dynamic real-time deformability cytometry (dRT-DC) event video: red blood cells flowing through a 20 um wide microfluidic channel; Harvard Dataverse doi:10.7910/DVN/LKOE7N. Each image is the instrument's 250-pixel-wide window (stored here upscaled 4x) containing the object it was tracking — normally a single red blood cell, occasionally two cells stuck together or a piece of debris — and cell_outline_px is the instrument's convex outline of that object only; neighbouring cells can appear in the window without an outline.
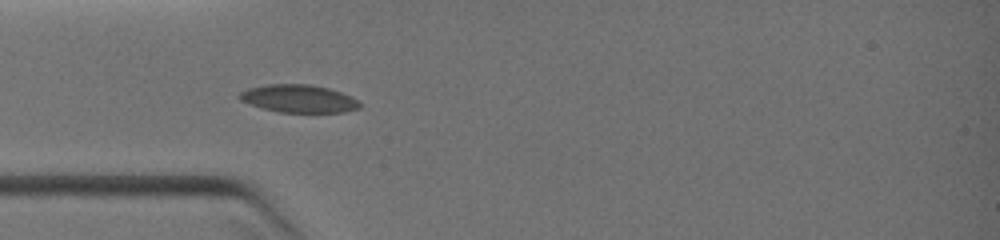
{"species": "common noctule bat (a hibernating species)", "species_latin": "Nyctalus noctula", "temperature_condition": "warm", "stored_images_in_passage": 21, "camera_frame_rate_fps": 3000, "um_per_image_px": 0.085, "animal": {"sex": "female", "body_mass_g": 19.0, "forearm_length_mm": 51.5}, "frame": {"image": 1, "passage_image": 3, "time_ms": 0.667, "image_size_px": [1000, 240], "cell_outline_px": [[360, 108], [344, 112], [280, 112], [248, 104], [240, 100], [236, 96], [240, 92], [248, 88], [268, 84], [312, 84], [328, 88], [340, 92], [356, 100], [360, 104]], "centroid_in_image_um": [25.33, 8.38], "position_along_channel_um": 59.7, "area_um2": 19.36}}
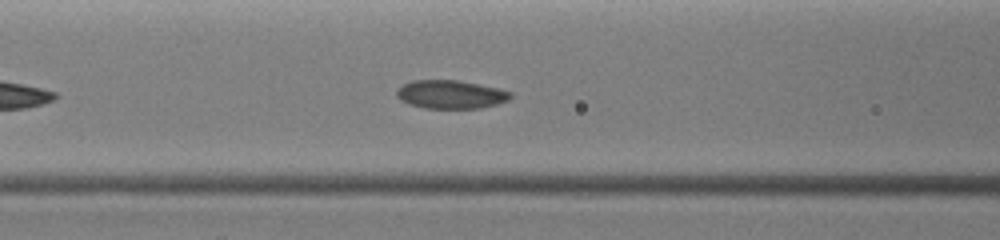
{"frame": {"image": 2, "passage_image": 8, "time_ms": 2.0, "image_size_px": [1000, 240], "cell_outline_px": [[512, 96], [508, 100], [496, 104], [480, 108], [424, 108], [408, 104], [396, 96], [396, 92], [404, 84], [412, 80], [456, 80], [496, 88], [512, 92]], "centroid_in_image_um": [38.29, 8.03], "position_along_channel_um": 128.3, "area_um2": 18.61}}
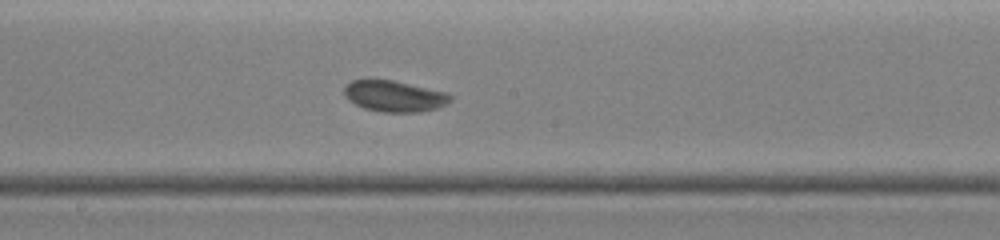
{"frame": {"image": 3, "passage_image": 14, "time_ms": 3.667, "image_size_px": [1000, 240], "cell_outline_px": [[452, 100], [448, 104], [436, 108], [420, 112], [380, 112], [364, 108], [348, 100], [344, 96], [344, 88], [352, 80], [392, 80], [448, 92], [452, 96]], "centroid_in_image_um": [33.55, 8.18], "position_along_channel_um": 214.6, "area_um2": 19.31}}